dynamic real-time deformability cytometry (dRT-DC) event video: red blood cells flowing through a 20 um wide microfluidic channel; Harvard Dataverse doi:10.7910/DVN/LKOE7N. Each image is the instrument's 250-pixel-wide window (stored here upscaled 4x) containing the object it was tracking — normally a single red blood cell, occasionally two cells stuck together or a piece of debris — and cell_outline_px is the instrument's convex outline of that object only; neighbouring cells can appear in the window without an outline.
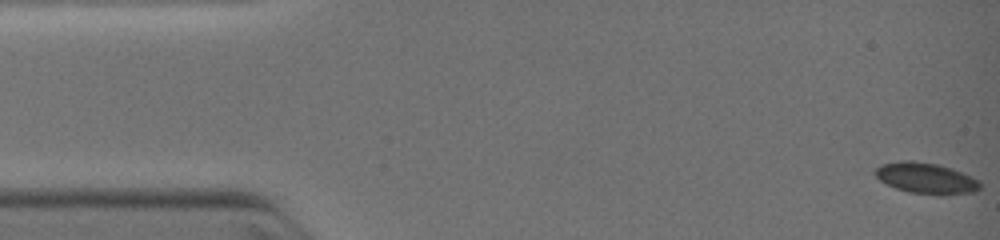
{"species": "common noctule bat (a hibernating species)", "species_latin": "Nyctalus noctula", "temperature_condition": "warm", "stored_images_in_passage": 59, "camera_frame_rate_fps": 3000, "um_per_image_px": 0.085, "animal": {"sex": "female", "body_mass_g": 19.0, "forearm_length_mm": 51.5}, "frame": {"image": 1, "passage_image": 1, "time_ms": 0.0, "image_size_px": [1000, 240], "cell_outline_px": [[980, 188], [976, 192], [908, 192], [896, 188], [880, 180], [872, 172], [880, 164], [904, 160], [908, 160], [936, 164], [960, 172], [980, 180]], "centroid_in_image_um": [78.63, 15.1], "position_along_channel_um": 6.4, "area_um2": 17.98}}
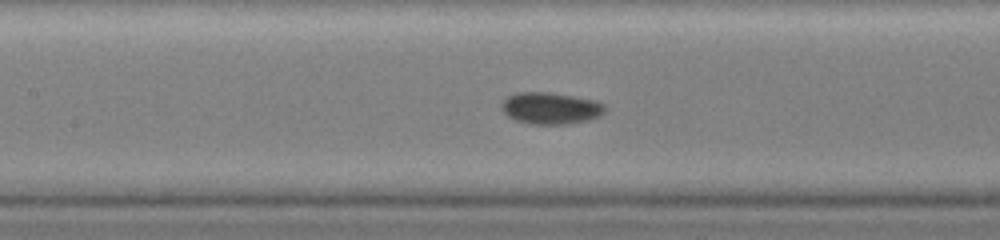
{"frame": {"image": 2, "passage_image": 34, "time_ms": 5.667, "image_size_px": [1000, 240], "cell_outline_px": [[604, 112], [600, 116], [588, 120], [568, 124], [532, 124], [516, 120], [508, 116], [500, 108], [504, 100], [508, 96], [520, 92], [548, 92], [572, 96], [592, 100], [604, 104]], "centroid_in_image_um": [46.79, 9.2], "position_along_channel_um": 160.6, "area_um2": 18.9}}
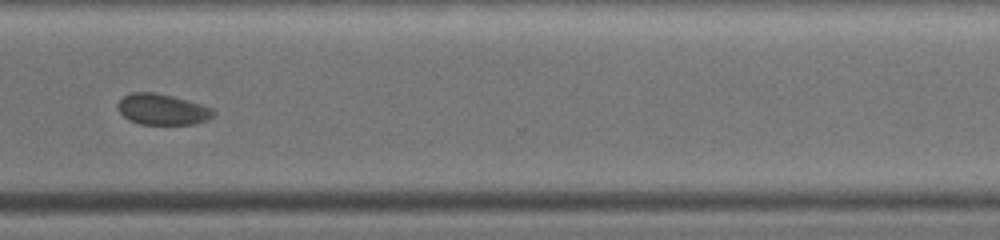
{"frame": {"image": 3, "passage_image": 58, "time_ms": 9.667, "image_size_px": [1000, 240], "cell_outline_px": [[216, 112], [208, 120], [192, 124], [140, 124], [128, 120], [120, 112], [116, 104], [124, 96], [132, 92], [156, 92], [172, 96], [200, 104], [212, 108]], "centroid_in_image_um": [13.78, 9.3], "position_along_channel_um": 356.8, "area_um2": 17.17}}